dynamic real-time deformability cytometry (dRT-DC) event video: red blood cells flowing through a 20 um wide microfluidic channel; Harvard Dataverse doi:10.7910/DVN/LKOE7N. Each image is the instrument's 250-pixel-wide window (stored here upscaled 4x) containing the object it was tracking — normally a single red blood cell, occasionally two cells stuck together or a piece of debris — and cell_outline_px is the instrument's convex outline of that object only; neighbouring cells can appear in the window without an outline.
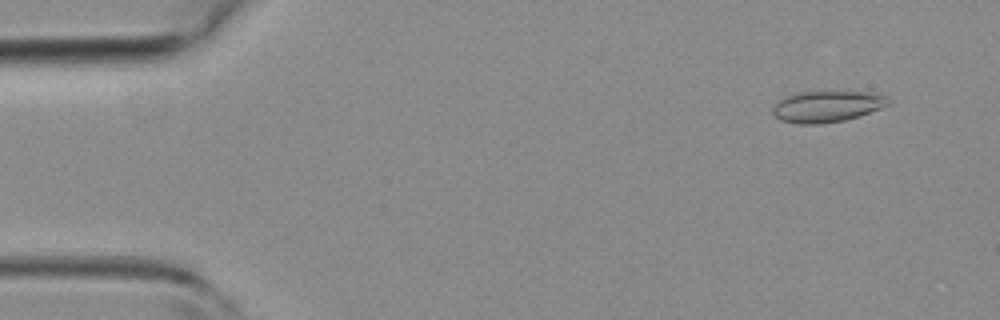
{"species": "common noctule bat (a hibernating species)", "species_latin": "Nyctalus noctula", "temperature_condition": "room temperature", "stored_images_in_passage": 4, "camera_frame_rate_fps": 3000, "um_per_image_px": 0.085, "animal": {"sex": "female", "body_mass_g": 19.3, "forearm_length_mm": 54.1}, "frame": {"image": 1, "passage_image": 1, "time_ms": 0.0, "image_size_px": [1000, 320], "cell_outline_px": [[892, 100], [888, 104], [880, 108], [844, 120], [820, 124], [800, 124], [780, 120], [772, 112], [772, 108], [784, 96], [792, 92], [844, 88], [888, 96]], "centroid_in_image_um": [70.29, 8.97], "position_along_channel_um": 14.7, "area_um2": 21.96}}